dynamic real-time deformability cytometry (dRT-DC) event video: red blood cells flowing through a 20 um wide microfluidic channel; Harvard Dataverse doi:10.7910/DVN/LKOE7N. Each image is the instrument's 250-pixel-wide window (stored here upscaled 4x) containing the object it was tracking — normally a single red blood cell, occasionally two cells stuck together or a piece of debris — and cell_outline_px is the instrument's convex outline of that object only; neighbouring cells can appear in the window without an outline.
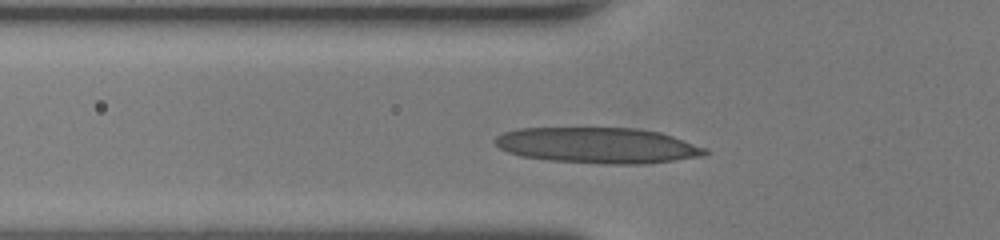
{"species": "human", "species_latin": "Homo sapiens", "temperature_condition": "room temperature", "stored_images_in_passage": 28, "camera_frame_rate_fps": 3000, "um_per_image_px": 0.085, "donor": {"sex": "female"}, "frame": {"image": 1, "passage_image": 3, "time_ms": 0.667, "image_size_px": [1000, 240], "cell_outline_px": [[712, 152], [704, 156], [644, 164], [608, 164], [548, 160], [520, 156], [508, 152], [500, 148], [492, 140], [496, 136], [504, 132], [516, 128], [640, 128], [660, 132], [708, 148]], "centroid_in_image_um": [50.83, 12.36], "position_along_channel_um": 75.0, "area_um2": 44.1}}
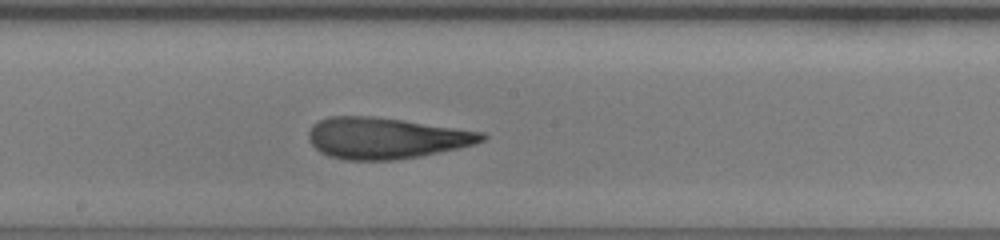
{"frame": {"image": 2, "passage_image": 13, "time_ms": 4.0, "image_size_px": [1000, 240], "cell_outline_px": [[488, 136], [484, 140], [472, 144], [456, 148], [420, 156], [392, 160], [348, 160], [328, 156], [320, 152], [308, 140], [308, 132], [312, 124], [328, 116], [372, 116], [484, 132]], "centroid_in_image_um": [32.74, 11.73], "position_along_channel_um": 215.5, "area_um2": 41.27}}
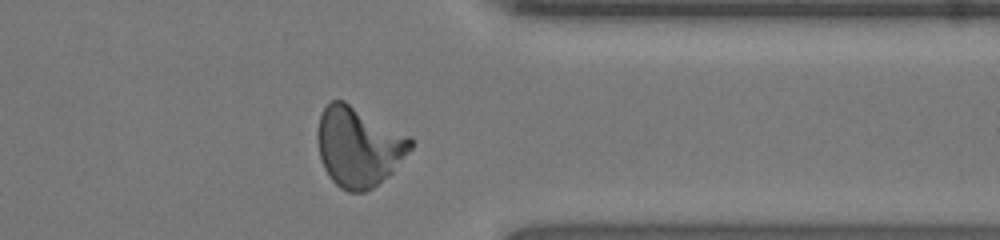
{"frame": {"image": 3, "passage_image": 25, "time_ms": 8.0, "image_size_px": [1000, 240], "cell_outline_px": [[412, 148], [392, 172], [388, 176], [372, 188], [364, 192], [348, 192], [340, 188], [328, 176], [324, 168], [320, 156], [316, 136], [316, 132], [320, 116], [324, 108], [332, 100], [344, 100], [412, 136]], "centroid_in_image_um": [30.48, 12.46], "position_along_channel_um": 380.9, "area_um2": 43.52}, "authors_computed_cell_mechanics": {"area_um2": 41.038, "velocity_mm_per_s": 4.2484, "shape_relaxation_time_tau1_ms": 8.9495, "shape_relaxation_time_tau2_ms": 0.7942, "deformation_change_tau1": 0.3356, "deformation_change_tau2": 0.0963}}